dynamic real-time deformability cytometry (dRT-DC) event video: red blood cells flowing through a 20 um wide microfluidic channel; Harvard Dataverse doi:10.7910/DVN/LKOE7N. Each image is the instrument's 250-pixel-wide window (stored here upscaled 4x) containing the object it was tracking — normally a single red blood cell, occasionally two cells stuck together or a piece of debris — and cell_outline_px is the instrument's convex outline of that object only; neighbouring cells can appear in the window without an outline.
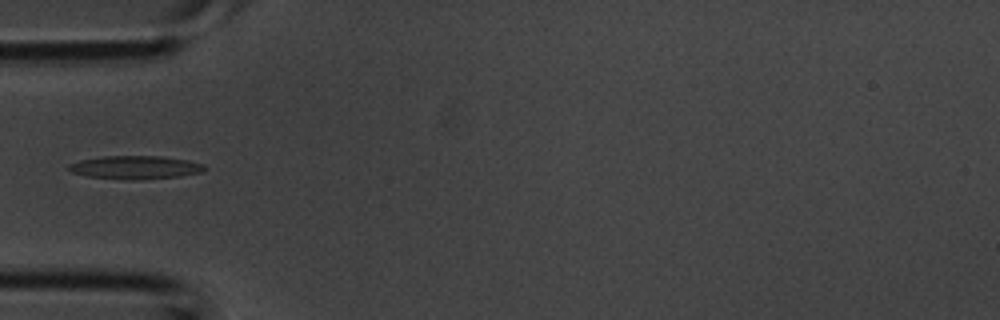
{"species": "common noctule bat (a hibernating species)", "species_latin": "Nyctalus noctula", "temperature_condition": "room temperature", "stored_images_in_passage": 4, "camera_frame_rate_fps": 3000, "um_per_image_px": 0.085, "animal": {"sex": "male", "body_mass_g": 20.1, "forearm_length_mm": 53.5}, "frame": {"image": 1, "passage_image": 4, "time_ms": 1.0, "image_size_px": [1000, 320], "cell_outline_px": [[208, 168], [204, 172], [180, 176], [132, 180], [128, 180], [88, 176], [72, 172], [68, 168], [68, 164], [80, 160], [104, 156], [164, 156], [188, 160], [204, 164]], "centroid_in_image_um": [11.56, 14.22], "position_along_channel_um": 73.4, "area_um2": 18.5}}